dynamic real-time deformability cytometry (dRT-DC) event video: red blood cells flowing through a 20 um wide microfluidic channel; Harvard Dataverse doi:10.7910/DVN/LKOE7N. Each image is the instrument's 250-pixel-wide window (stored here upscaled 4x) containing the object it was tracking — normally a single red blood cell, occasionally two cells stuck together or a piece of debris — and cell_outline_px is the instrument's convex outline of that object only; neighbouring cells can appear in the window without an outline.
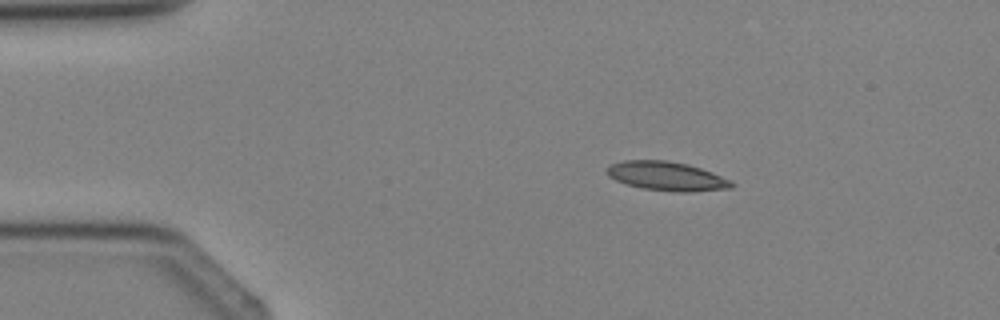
{"species": "Egyptian fruit bat (a non-hibernating species)", "species_latin": "Rousettus aegyptiacus", "temperature_condition": "cold", "stored_images_in_passage": 2, "camera_frame_rate_fps": 3000, "um_per_image_px": 0.085, "animal": {"sex": "female"}, "frame": {"image": 1, "passage_image": 2, "time_ms": 1.0, "image_size_px": [1000, 320], "cell_outline_px": [[732, 188], [692, 192], [676, 192], [644, 188], [628, 184], [616, 180], [608, 176], [608, 168], [612, 164], [624, 160], [668, 160], [688, 164], [712, 172], [732, 180]], "centroid_in_image_um": [56.72, 14.97], "position_along_channel_um": 28.3, "area_um2": 20.92}}